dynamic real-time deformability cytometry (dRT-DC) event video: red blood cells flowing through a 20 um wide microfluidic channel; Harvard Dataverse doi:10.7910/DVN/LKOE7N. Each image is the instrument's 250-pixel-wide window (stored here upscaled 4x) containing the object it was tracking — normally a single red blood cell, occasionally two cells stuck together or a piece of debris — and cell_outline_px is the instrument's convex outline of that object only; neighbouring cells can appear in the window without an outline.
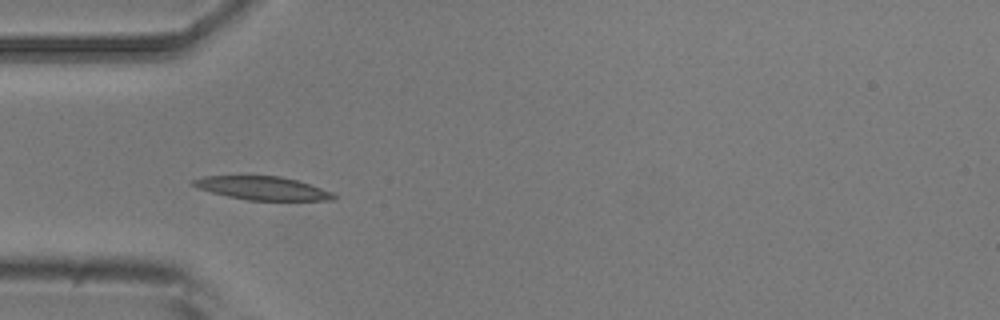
{"species": "common noctule bat (a hibernating species)", "species_latin": "Nyctalus noctula", "temperature_condition": "room temperature", "stored_images_in_passage": 6, "camera_frame_rate_fps": 3000, "um_per_image_px": 0.085, "animal": {"sex": "male", "body_mass_g": 20.5, "forearm_length_mm": 52.5}, "frame": {"image": 1, "passage_image": 5, "time_ms": 5.667, "image_size_px": [1000, 320], "cell_outline_px": [[336, 200], [248, 200], [228, 196], [212, 192], [200, 188], [192, 184], [192, 180], [204, 176], [280, 176], [296, 180], [332, 192], [336, 196]], "centroid_in_image_um": [22.33, 15.99], "position_along_channel_um": 62.7, "area_um2": 18.79}}
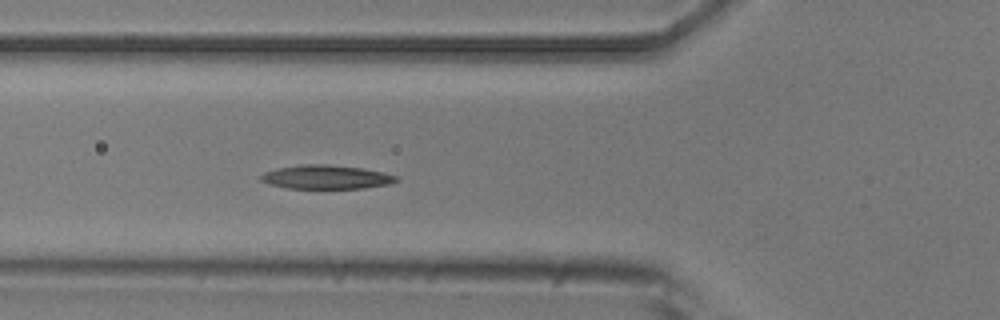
{"frame": {"image": 2, "passage_image": 6, "time_ms": 6.667, "image_size_px": [1000, 320], "cell_outline_px": [[396, 180], [388, 184], [364, 188], [288, 188], [268, 184], [260, 180], [260, 176], [264, 172], [276, 168], [304, 164], [328, 164], [364, 168], [384, 172], [396, 176]], "centroid_in_image_um": [27.68, 15.04], "position_along_channel_um": 98.1, "area_um2": 18.79}}